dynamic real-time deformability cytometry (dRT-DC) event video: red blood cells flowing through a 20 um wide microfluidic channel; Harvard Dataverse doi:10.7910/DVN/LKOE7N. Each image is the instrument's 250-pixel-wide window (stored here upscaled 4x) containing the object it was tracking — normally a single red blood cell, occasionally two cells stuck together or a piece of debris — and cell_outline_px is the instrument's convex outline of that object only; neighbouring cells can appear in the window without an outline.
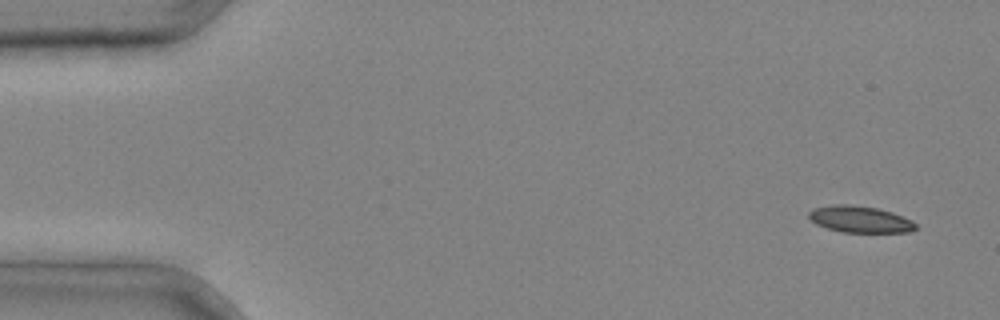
{"species": "common noctule bat (a hibernating species)", "species_latin": "Nyctalus noctula", "temperature_condition": "cold", "stored_images_in_passage": 4, "segment_of_instrument_passage": [1, 2], "camera_frame_rate_fps": 3000, "um_per_image_px": 0.085, "animal": {"sex": "male", "body_mass_g": 20.4}, "frame": {"image": 1, "passage_image": 1, "time_ms": 0.0, "image_size_px": [1000, 320], "cell_outline_px": [[916, 228], [912, 232], [840, 232], [816, 224], [808, 216], [808, 212], [812, 208], [832, 204], [848, 204], [876, 208], [892, 212], [912, 220], [916, 224]], "centroid_in_image_um": [73.08, 18.63], "position_along_channel_um": 11.9, "area_um2": 16.59}}
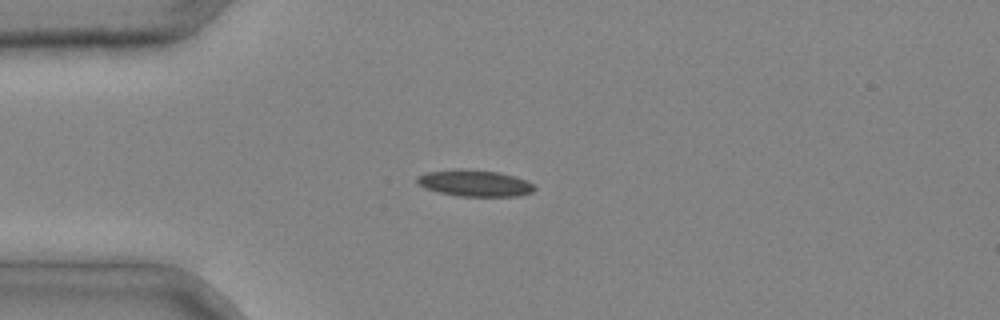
{"frame": {"image": 2, "passage_image": 3, "time_ms": 0.667, "image_size_px": [1000, 320], "cell_outline_px": [[536, 188], [532, 192], [520, 196], [460, 196], [440, 192], [424, 188], [416, 184], [416, 176], [428, 172], [496, 172], [516, 176], [536, 184]], "centroid_in_image_um": [40.43, 15.63], "position_along_channel_um": 44.6, "area_um2": 17.28}}